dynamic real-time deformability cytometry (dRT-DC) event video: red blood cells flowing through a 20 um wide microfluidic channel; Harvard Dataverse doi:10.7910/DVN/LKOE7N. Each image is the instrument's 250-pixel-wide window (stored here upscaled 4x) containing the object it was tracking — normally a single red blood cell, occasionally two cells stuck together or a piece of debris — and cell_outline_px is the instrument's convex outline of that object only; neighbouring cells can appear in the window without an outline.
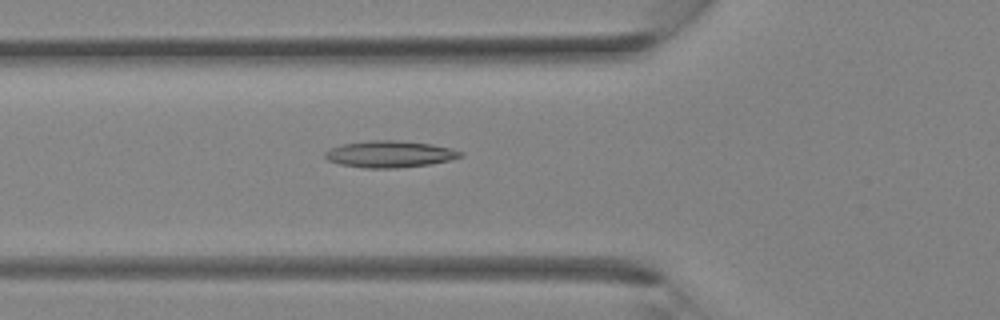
{"species": "Egyptian fruit bat (a non-hibernating species)", "species_latin": "Rousettus aegyptiacus", "temperature_condition": "room temperature", "stored_images_in_passage": 26, "camera_frame_rate_fps": 3000, "um_per_image_px": 0.085, "animal": {"sex": "female"}, "frame": {"image": 1, "passage_image": 4, "time_ms": 1.0, "image_size_px": [1000, 320], "cell_outline_px": [[464, 156], [448, 160], [428, 164], [396, 168], [364, 168], [340, 164], [328, 160], [324, 156], [324, 152], [332, 148], [344, 144], [372, 140], [392, 140], [432, 144], [452, 148], [464, 152]], "centroid_in_image_um": [33.15, 13.1], "position_along_channel_um": 92.6, "area_um2": 20.87}}
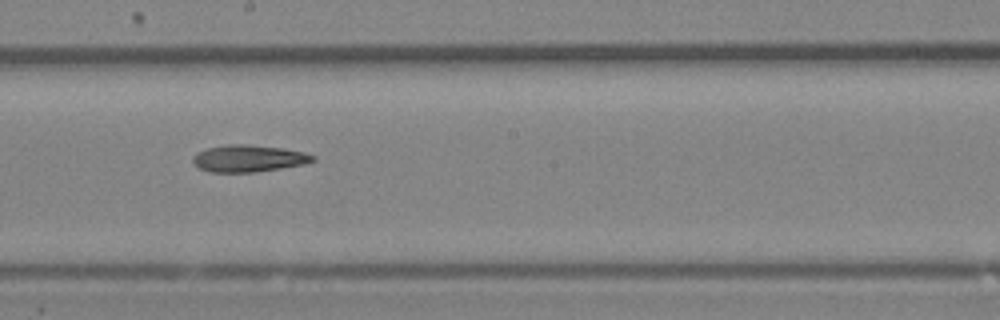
{"frame": {"image": 2, "passage_image": 11, "time_ms": 3.333, "image_size_px": [1000, 320], "cell_outline_px": [[316, 160], [304, 164], [256, 172], [208, 172], [196, 168], [192, 164], [192, 156], [196, 152], [208, 148], [228, 144], [244, 144], [280, 148], [304, 152], [316, 156]], "centroid_in_image_um": [21.06, 13.47], "position_along_channel_um": 227.1, "area_um2": 18.96}}
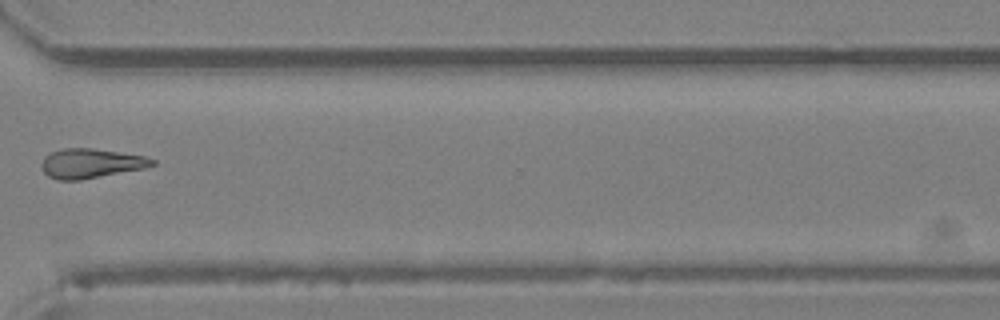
{"frame": {"image": 3, "passage_image": 18, "time_ms": 5.667, "image_size_px": [1000, 320], "cell_outline_px": [[156, 164], [144, 168], [80, 180], [56, 180], [48, 176], [44, 172], [40, 164], [44, 156], [52, 152], [64, 148], [92, 148], [144, 156], [156, 160]], "centroid_in_image_um": [7.69, 13.89], "position_along_channel_um": 362.9, "area_um2": 18.96}}